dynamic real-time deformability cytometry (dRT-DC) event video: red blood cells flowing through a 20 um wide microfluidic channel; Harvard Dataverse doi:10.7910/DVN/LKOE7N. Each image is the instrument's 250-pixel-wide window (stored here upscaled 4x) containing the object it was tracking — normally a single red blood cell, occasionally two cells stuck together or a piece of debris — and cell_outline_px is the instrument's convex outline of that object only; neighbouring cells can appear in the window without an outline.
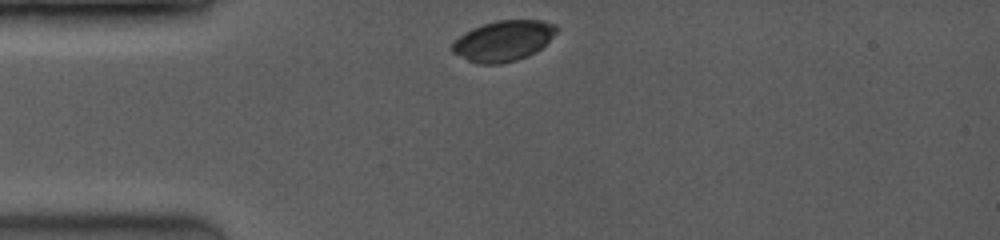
{"species": "common noctule bat (a hibernating species)", "species_latin": "Nyctalus noctula", "temperature_condition": "room temperature", "stored_images_in_passage": 5, "camera_frame_rate_fps": 3500, "um_per_image_px": 0.085, "animal": {"sex": "female", "body_mass_g": 19.0, "forearm_length_mm": 53.3}, "frame": {"image": 1, "passage_image": 1, "time_ms": 0.0, "image_size_px": [1000, 240], "cell_outline_px": [[556, 32], [536, 52], [528, 56], [516, 60], [500, 64], [480, 64], [468, 60], [452, 52], [452, 44], [464, 32], [472, 28], [496, 20], [540, 20], [556, 24]], "centroid_in_image_um": [42.77, 3.47], "position_along_channel_um": 42.2, "area_um2": 24.39}}
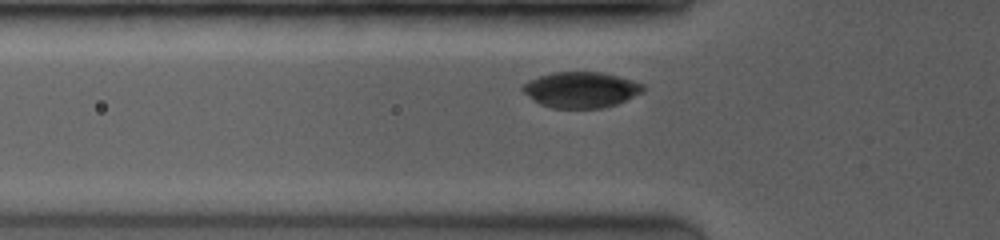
{"frame": {"image": 2, "passage_image": 4, "time_ms": 1.429, "image_size_px": [1000, 240], "cell_outline_px": [[644, 92], [616, 104], [604, 108], [552, 108], [540, 104], [532, 100], [520, 88], [524, 84], [540, 76], [552, 72], [604, 72], [632, 80], [644, 84]], "centroid_in_image_um": [49.4, 7.63], "position_along_channel_um": 76.4, "area_um2": 25.14}}